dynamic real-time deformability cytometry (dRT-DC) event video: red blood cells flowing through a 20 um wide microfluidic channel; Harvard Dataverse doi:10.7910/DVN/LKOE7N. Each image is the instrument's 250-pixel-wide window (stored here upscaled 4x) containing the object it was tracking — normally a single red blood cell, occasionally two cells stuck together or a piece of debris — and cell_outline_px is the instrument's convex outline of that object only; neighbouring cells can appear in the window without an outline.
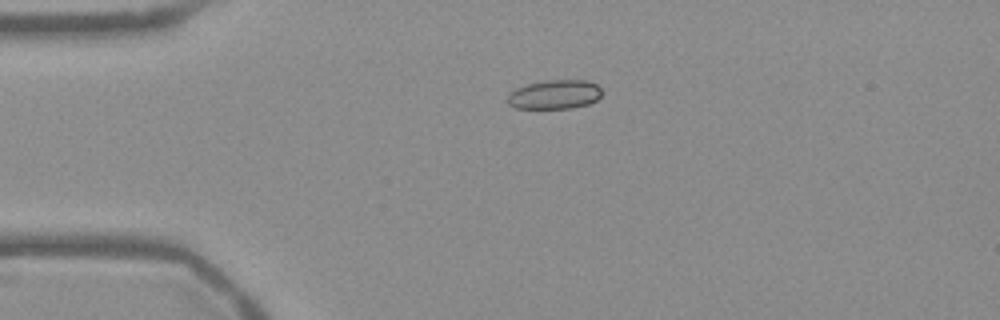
{"species": "Egyptian fruit bat (a non-hibernating species)", "species_latin": "Rousettus aegyptiacus", "temperature_condition": "warm", "stored_images_in_passage": 43, "camera_frame_rate_fps": 3000, "um_per_image_px": 0.085, "frame": {"image": 1, "passage_image": 1, "time_ms": 0.0, "image_size_px": [1000, 320], "cell_outline_px": [[604, 92], [596, 100], [588, 104], [572, 108], [516, 108], [508, 104], [508, 96], [516, 88], [528, 84], [544, 80], [588, 80], [596, 84]], "centroid_in_image_um": [47.18, 8.02], "position_along_channel_um": 37.8, "area_um2": 16.01}}
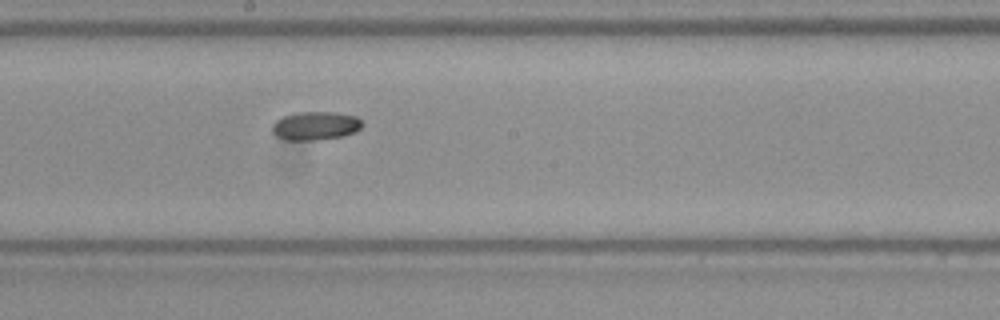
{"frame": {"image": 2, "passage_image": 18, "time_ms": 5.667, "image_size_px": [1000, 320], "cell_outline_px": [[364, 124], [356, 132], [344, 136], [316, 140], [284, 140], [276, 136], [272, 132], [272, 124], [276, 120], [284, 116], [296, 112], [332, 112], [356, 116]], "centroid_in_image_um": [26.81, 10.7], "position_along_channel_um": 221.4, "area_um2": 15.09}}
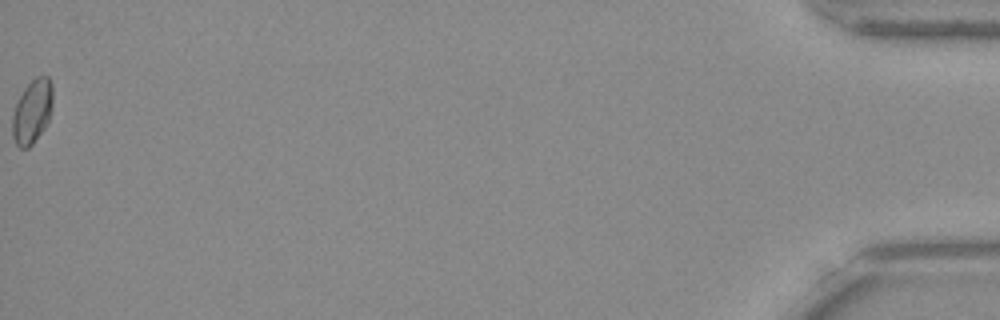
{"frame": {"image": 3, "passage_image": 43, "time_ms": 14.0, "image_size_px": [1000, 320], "cell_outline_px": [[52, 104], [48, 120], [44, 128], [32, 144], [28, 148], [20, 148], [16, 144], [12, 136], [12, 116], [16, 104], [24, 88], [36, 76], [48, 76], [52, 84]], "centroid_in_image_um": [2.73, 9.47], "position_along_channel_um": 432.5, "area_um2": 14.91}, "authors_computed_cell_mechanics": {"area_um2": 14.9124, "velocity_mm_per_s": 3.778, "shape_relaxation_time_tau1_ms": 4.799, "shape_relaxation_time_tau2_ms": null, "deformation_change_tau1": 0.1121, "deformation_change_tau2": null}}